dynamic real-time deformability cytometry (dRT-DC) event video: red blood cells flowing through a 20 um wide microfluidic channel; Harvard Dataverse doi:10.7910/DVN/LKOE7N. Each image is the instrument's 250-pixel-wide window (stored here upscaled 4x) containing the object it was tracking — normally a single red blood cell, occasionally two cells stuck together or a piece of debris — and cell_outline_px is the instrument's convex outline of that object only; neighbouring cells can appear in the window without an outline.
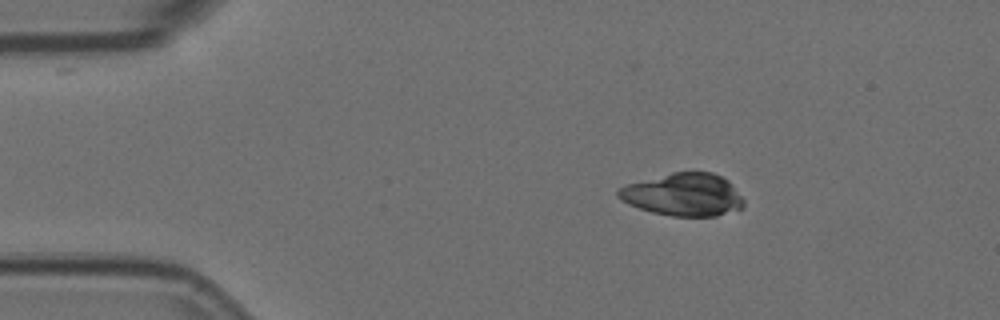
{"species": "Egyptian fruit bat (a non-hibernating species)", "species_latin": "Rousettus aegyptiacus", "temperature_condition": "room temperature", "stored_images_in_passage": 5, "camera_frame_rate_fps": 3000, "um_per_image_px": 0.085, "animal": {"sex": "female"}, "frame": {"image": 1, "passage_image": 2, "time_ms": 0.333, "image_size_px": [1000, 320], "cell_outline_px": [[744, 208], [716, 216], [672, 216], [652, 212], [628, 204], [620, 200], [616, 196], [616, 192], [620, 188], [628, 184], [672, 172], [712, 172], [728, 180], [732, 184], [744, 200]], "centroid_in_image_um": [58.1, 16.55], "position_along_channel_um": 26.9, "area_um2": 31.15}}